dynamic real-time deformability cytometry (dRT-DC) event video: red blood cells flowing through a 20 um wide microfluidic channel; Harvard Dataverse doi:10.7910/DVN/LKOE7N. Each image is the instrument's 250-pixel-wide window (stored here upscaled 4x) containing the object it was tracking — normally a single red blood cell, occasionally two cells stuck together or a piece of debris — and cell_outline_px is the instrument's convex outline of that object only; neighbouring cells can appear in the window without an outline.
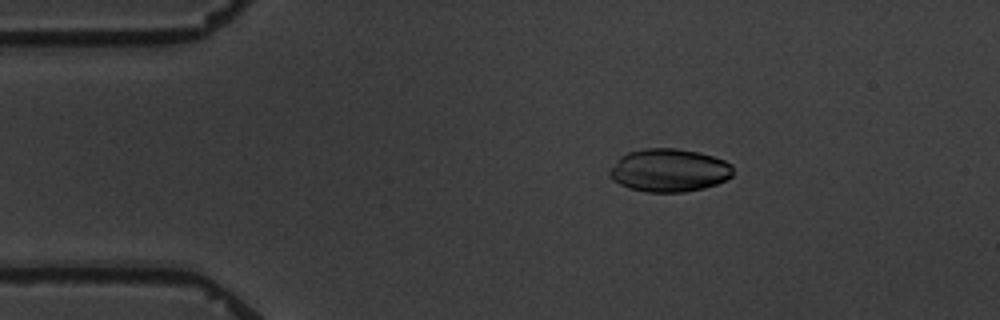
{"species": "common noctule bat (a hibernating species)", "species_latin": "Nyctalus noctula", "temperature_condition": "warm", "stored_images_in_passage": 4, "camera_frame_rate_fps": 3000, "um_per_image_px": 0.085, "animal": {"sex": "male", "body_mass_g": 19.5, "forearm_length_mm": 54.6}, "frame": {"image": 1, "passage_image": 1, "time_ms": 0.0, "image_size_px": [1000, 320], "cell_outline_px": [[732, 176], [716, 184], [704, 188], [684, 192], [648, 192], [628, 188], [612, 180], [608, 176], [608, 172], [620, 156], [628, 152], [644, 148], [676, 148], [696, 152], [712, 156], [724, 160], [732, 164]], "centroid_in_image_um": [56.84, 14.48], "position_along_channel_um": 28.2, "area_um2": 30.98}}